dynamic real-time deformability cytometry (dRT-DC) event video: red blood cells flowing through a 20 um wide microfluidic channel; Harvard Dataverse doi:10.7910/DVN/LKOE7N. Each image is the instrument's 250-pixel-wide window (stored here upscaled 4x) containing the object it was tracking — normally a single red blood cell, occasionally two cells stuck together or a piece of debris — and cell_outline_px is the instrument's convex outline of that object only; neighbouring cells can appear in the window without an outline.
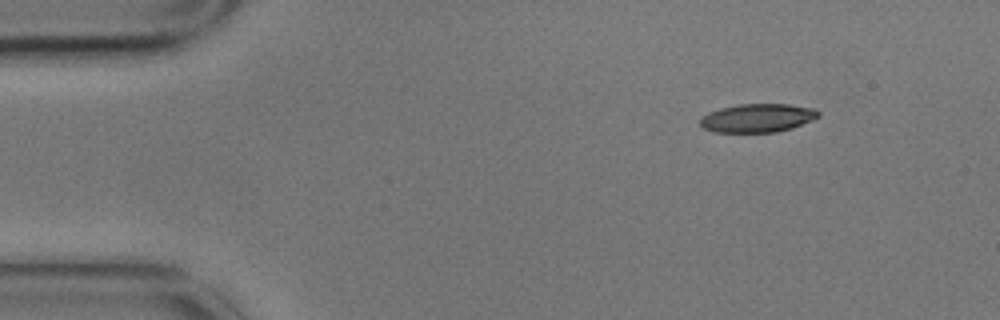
{"species": "common noctule bat (a hibernating species)", "species_latin": "Nyctalus noctula", "temperature_condition": "cold", "stored_images_in_passage": 4, "camera_frame_rate_fps": 3000, "um_per_image_px": 0.085, "animal": {"sex": "male", "body_mass_g": 17.9}, "frame": {"image": 1, "passage_image": 1, "time_ms": 0.0, "image_size_px": [1000, 320], "cell_outline_px": [[820, 116], [812, 120], [792, 128], [776, 132], [712, 132], [704, 128], [700, 124], [700, 116], [708, 112], [720, 108], [740, 104], [788, 104], [816, 108], [820, 112]], "centroid_in_image_um": [64.39, 10.02], "position_along_channel_um": 20.6, "area_um2": 19.83}}
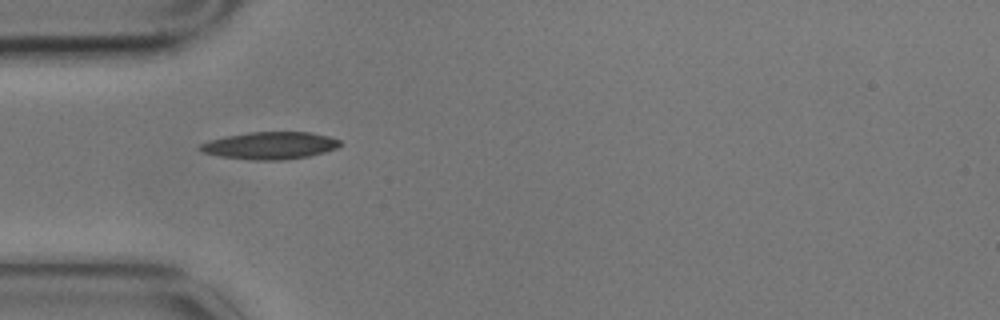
{"frame": {"image": 2, "passage_image": 3, "time_ms": 0.667, "image_size_px": [1000, 320], "cell_outline_px": [[340, 144], [336, 148], [324, 152], [308, 156], [284, 160], [252, 160], [220, 156], [204, 152], [196, 148], [200, 144], [208, 140], [224, 136], [248, 132], [308, 132], [328, 136], [340, 140]], "centroid_in_image_um": [22.91, 12.36], "position_along_channel_um": 62.1, "area_um2": 22.25}}